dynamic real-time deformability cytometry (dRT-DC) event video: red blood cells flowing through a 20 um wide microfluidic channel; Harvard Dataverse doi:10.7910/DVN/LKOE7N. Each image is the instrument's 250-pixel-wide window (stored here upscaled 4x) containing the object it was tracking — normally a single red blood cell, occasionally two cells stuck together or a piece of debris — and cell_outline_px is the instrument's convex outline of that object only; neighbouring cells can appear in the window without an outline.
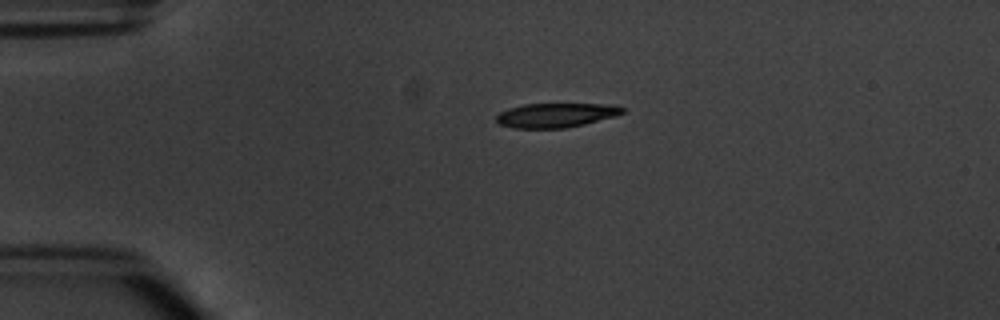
{"species": "common noctule bat (a hibernating species)", "species_latin": "Nyctalus noctula", "temperature_condition": "warm", "stored_images_in_passage": 2, "camera_frame_rate_fps": 3000, "um_per_image_px": 0.085, "animal": {"sex": "male", "body_mass_g": 20.1, "forearm_length_mm": 53.5}, "frame": {"image": 1, "passage_image": 1, "time_ms": 0.0, "image_size_px": [1000, 320], "cell_outline_px": [[624, 112], [616, 116], [584, 124], [564, 128], [512, 128], [500, 124], [496, 120], [496, 116], [500, 112], [508, 108], [524, 104], [612, 104], [624, 108]], "centroid_in_image_um": [47.25, 9.79], "position_along_channel_um": 37.8, "area_um2": 17.86}}